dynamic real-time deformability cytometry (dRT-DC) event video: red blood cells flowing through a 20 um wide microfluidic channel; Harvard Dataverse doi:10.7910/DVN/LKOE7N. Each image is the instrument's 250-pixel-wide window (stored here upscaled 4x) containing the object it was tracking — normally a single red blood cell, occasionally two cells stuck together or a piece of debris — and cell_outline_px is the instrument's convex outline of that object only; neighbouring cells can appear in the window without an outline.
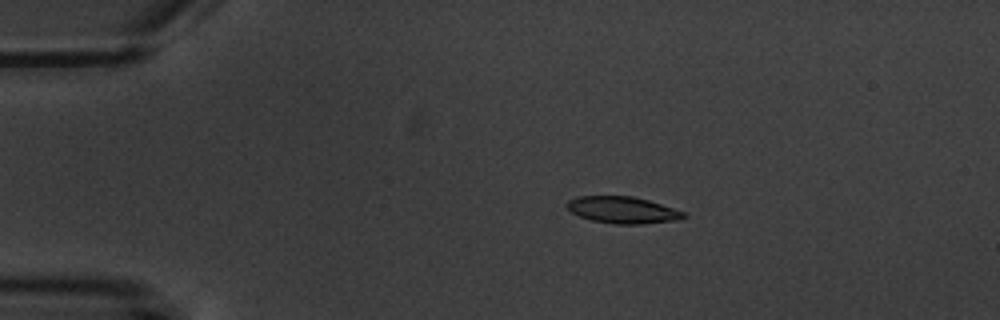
{"species": "common noctule bat (a hibernating species)", "species_latin": "Nyctalus noctula", "temperature_condition": "warm", "stored_images_in_passage": 6, "camera_frame_rate_fps": 3000, "um_per_image_px": 0.085, "animal": {"sex": "male", "body_mass_g": 20.1, "forearm_length_mm": 53.5}, "frame": {"image": 1, "passage_image": 3, "time_ms": 2.667, "image_size_px": [1000, 320], "cell_outline_px": [[688, 216], [680, 220], [640, 224], [612, 224], [592, 220], [580, 216], [572, 212], [564, 204], [568, 200], [576, 196], [632, 196], [648, 200], [684, 212]], "centroid_in_image_um": [52.91, 17.85], "position_along_channel_um": 32.1, "area_um2": 18.21}}